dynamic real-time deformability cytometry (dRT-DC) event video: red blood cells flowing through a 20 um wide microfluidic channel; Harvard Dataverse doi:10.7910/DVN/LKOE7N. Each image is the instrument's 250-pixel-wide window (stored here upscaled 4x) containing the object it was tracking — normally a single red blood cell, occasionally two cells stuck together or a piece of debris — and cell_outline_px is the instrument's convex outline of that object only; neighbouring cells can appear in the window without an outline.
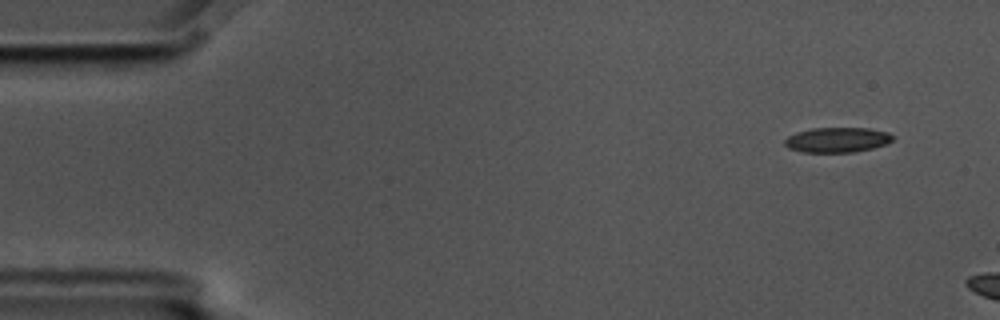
{"species": "common noctule bat (a hibernating species)", "species_latin": "Nyctalus noctula", "temperature_condition": "cold", "stored_images_in_passage": 2, "camera_frame_rate_fps": 3000, "um_per_image_px": 0.085, "animal": {"sex": "male", "body_mass_g": 17.5, "forearm_length_mm": 52.3}, "frame": {"image": 1, "passage_image": 1, "time_ms": 0.0, "image_size_px": [1000, 320], "cell_outline_px": [[892, 140], [884, 144], [872, 148], [852, 152], [800, 152], [788, 148], [784, 144], [784, 140], [788, 136], [796, 132], [812, 128], [868, 128], [888, 132], [892, 136]], "centroid_in_image_um": [71.11, 11.88], "position_along_channel_um": 13.9, "area_um2": 15.66}}